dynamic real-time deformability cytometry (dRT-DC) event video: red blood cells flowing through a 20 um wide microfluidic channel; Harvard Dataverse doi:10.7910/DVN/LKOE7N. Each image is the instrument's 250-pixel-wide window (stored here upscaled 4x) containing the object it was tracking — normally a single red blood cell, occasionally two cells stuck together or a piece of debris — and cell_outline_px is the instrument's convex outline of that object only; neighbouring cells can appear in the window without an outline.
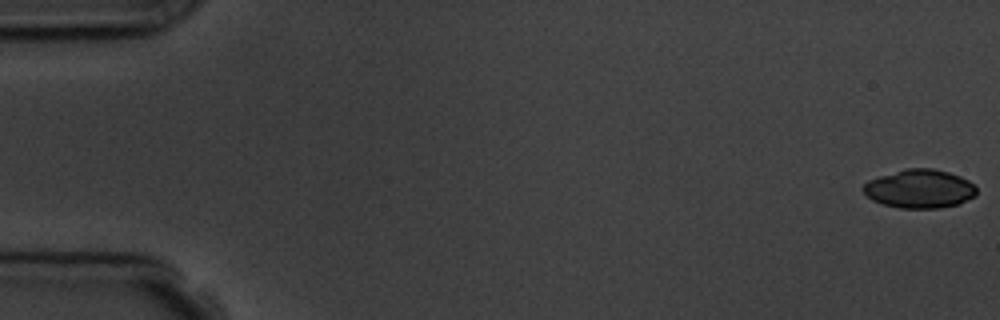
{"species": "common noctule bat (a hibernating species)", "species_latin": "Nyctalus noctula", "temperature_condition": "room temperature", "stored_images_in_passage": 5, "camera_frame_rate_fps": 3000, "um_per_image_px": 0.085, "animal": {"sex": "male", "body_mass_g": 19.5, "forearm_length_mm": 54.6}, "frame": {"image": 1, "passage_image": 1, "time_ms": 0.0, "image_size_px": [1000, 320], "cell_outline_px": [[976, 196], [960, 204], [940, 208], [900, 208], [884, 204], [872, 200], [860, 188], [868, 180], [904, 168], [932, 168], [948, 172], [960, 176], [968, 180], [976, 188]], "centroid_in_image_um": [78.17, 16.05], "position_along_channel_um": 6.8, "area_um2": 25.61}}
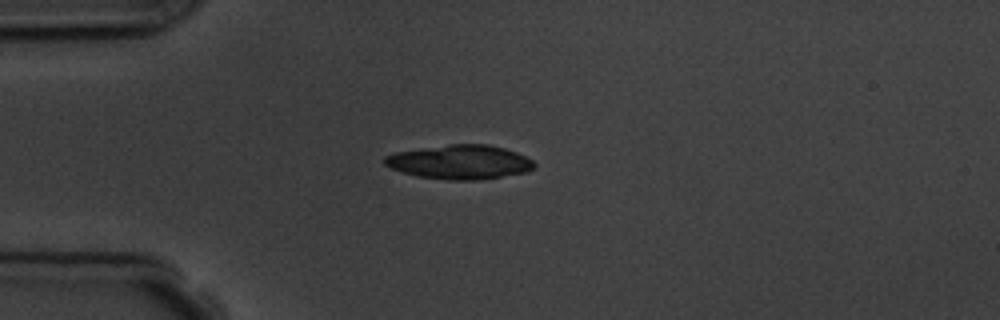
{"frame": {"image": 2, "passage_image": 5, "time_ms": 4.667, "image_size_px": [1000, 320], "cell_outline_px": [[536, 164], [528, 172], [476, 180], [448, 180], [416, 176], [392, 168], [384, 164], [384, 156], [396, 152], [420, 148], [448, 144], [488, 144], [504, 148], [516, 152], [532, 160]], "centroid_in_image_um": [39.08, 13.77], "position_along_channel_um": 45.9, "area_um2": 29.71}}